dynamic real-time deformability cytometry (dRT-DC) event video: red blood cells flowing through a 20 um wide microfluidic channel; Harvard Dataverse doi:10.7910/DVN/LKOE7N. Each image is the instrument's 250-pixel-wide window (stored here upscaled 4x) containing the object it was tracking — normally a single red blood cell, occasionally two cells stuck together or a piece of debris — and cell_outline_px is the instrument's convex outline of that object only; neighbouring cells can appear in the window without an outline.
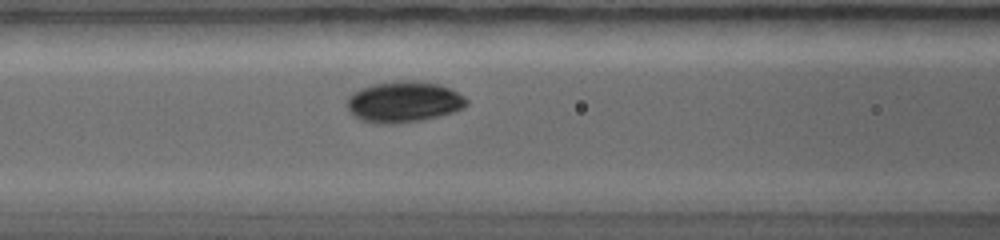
{"species": "common noctule bat (a hibernating species)", "species_latin": "Nyctalus noctula", "temperature_condition": "warm", "stored_images_in_passage": 10, "camera_frame_rate_fps": 5000, "um_per_image_px": 0.085, "animal": {"sex": "female", "body_mass_g": 19.0, "forearm_length_mm": 56.7}, "frame": {"image": 1, "passage_image": 10, "time_ms": 4.2, "image_size_px": [1000, 240], "cell_outline_px": [[468, 104], [464, 108], [452, 112], [420, 120], [392, 124], [372, 124], [360, 120], [352, 116], [348, 108], [348, 96], [352, 92], [372, 84], [412, 80], [416, 80], [440, 84], [464, 96], [468, 100]], "centroid_in_image_um": [34.29, 8.67], "position_along_channel_um": 132.3, "area_um2": 28.55}}